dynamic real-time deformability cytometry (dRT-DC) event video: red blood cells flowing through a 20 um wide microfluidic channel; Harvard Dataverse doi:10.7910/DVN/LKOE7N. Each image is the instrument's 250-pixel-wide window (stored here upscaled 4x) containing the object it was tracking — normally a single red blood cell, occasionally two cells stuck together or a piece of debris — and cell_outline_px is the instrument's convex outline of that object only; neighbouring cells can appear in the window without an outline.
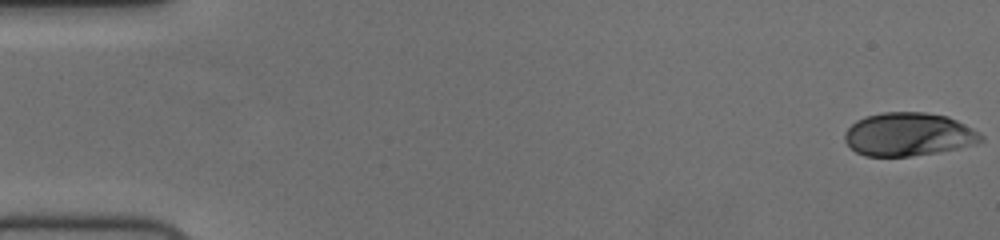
{"species": "human", "species_latin": "Homo sapiens", "temperature_condition": "cold", "stored_images_in_passage": 7, "camera_frame_rate_fps": 3000, "um_per_image_px": 0.085, "donor": {"sex": "female"}, "frame": {"image": 1, "passage_image": 1, "time_ms": 0.0, "image_size_px": [1000, 240], "cell_outline_px": [[984, 140], [976, 144], [936, 152], [908, 156], [864, 156], [856, 152], [844, 140], [844, 132], [856, 120], [864, 116], [880, 112], [924, 112], [948, 116], [980, 132], [984, 136]], "centroid_in_image_um": [77.21, 11.41], "position_along_channel_um": 7.8, "area_um2": 34.45}}